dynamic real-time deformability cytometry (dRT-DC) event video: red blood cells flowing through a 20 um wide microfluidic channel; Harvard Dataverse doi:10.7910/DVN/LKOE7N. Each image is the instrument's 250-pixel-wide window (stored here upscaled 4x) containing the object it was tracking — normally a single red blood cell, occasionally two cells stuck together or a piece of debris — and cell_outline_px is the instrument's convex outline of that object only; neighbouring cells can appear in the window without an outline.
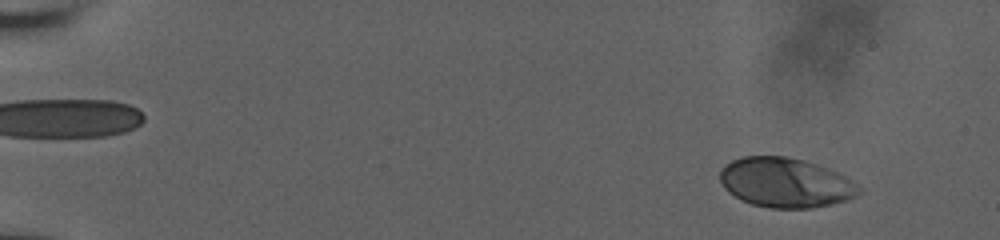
{"species": "human", "species_latin": "Homo sapiens", "temperature_condition": "room temperature", "stored_images_in_passage": 57, "camera_frame_rate_fps": 3000, "um_per_image_px": 0.085, "donor": {"sex": "male"}, "frame": {"image": 1, "passage_image": 6, "time_ms": 1.667, "image_size_px": [1000, 240], "cell_outline_px": [[864, 192], [848, 200], [812, 208], [768, 208], [752, 204], [740, 200], [728, 192], [724, 188], [720, 180], [720, 168], [724, 164], [732, 160], [744, 156], [788, 156], [804, 160], [828, 168], [844, 176], [856, 184]], "centroid_in_image_um": [66.74, 15.52], "position_along_channel_um": 18.3, "area_um2": 40.46}}
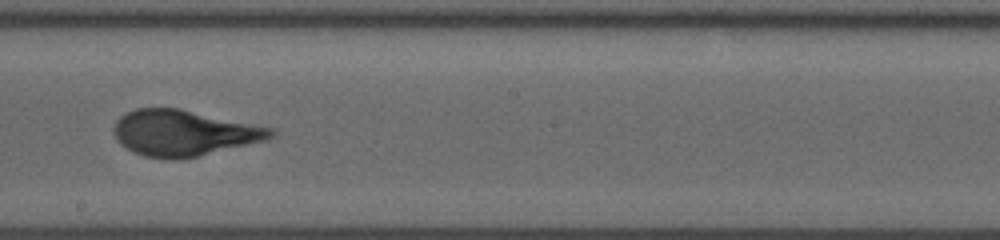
{"frame": {"image": 2, "passage_image": 35, "time_ms": 11.333, "image_size_px": [1000, 240], "cell_outline_px": [[276, 132], [268, 140], [196, 156], [176, 160], [144, 156], [132, 152], [120, 144], [116, 140], [112, 132], [112, 128], [116, 120], [120, 116], [136, 108], [180, 108], [276, 128]], "centroid_in_image_um": [15.61, 11.29], "position_along_channel_um": 232.6, "area_um2": 42.31}}
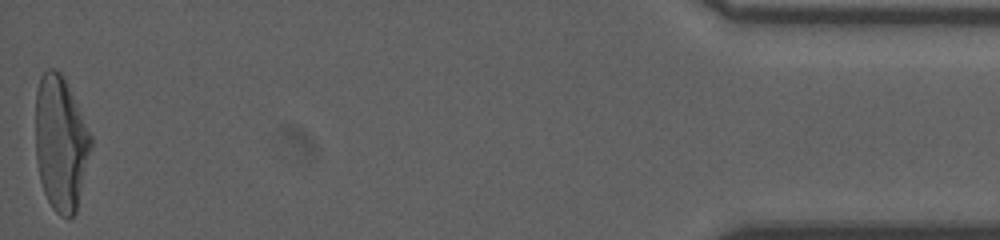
{"frame": {"image": 3, "passage_image": 57, "time_ms": 18.667, "image_size_px": [1000, 240], "cell_outline_px": [[92, 148], [76, 212], [68, 220], [60, 216], [52, 208], [44, 192], [40, 180], [36, 160], [36, 88], [40, 76], [48, 68], [52, 68], [60, 72], [92, 136]], "centroid_in_image_um": [5.16, 12.22], "position_along_channel_um": 430.0, "area_um2": 43.41}, "authors_computed_cell_mechanics": {"area_um2": 41.2692, "velocity_mm_per_s": 3.8162, "shape_relaxation_time_tau1_ms": 6.1466, "shape_relaxation_time_tau2_ms": null, "deformation_change_tau1": 0.237, "deformation_change_tau2": null}}